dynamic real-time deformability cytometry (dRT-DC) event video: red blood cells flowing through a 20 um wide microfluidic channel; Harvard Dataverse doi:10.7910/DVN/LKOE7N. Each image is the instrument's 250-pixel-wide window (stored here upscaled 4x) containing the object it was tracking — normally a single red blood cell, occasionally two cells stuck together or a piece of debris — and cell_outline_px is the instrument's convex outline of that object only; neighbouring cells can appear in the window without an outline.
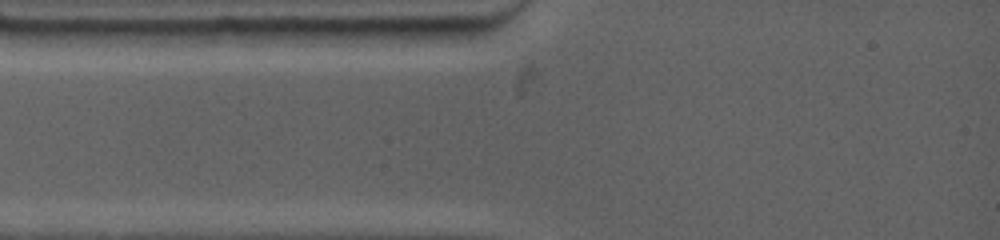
{"species": "common noctule bat (a hibernating species)", "species_latin": "Nyctalus noctula", "temperature_condition": "warm", "stored_images_in_passage": 2, "camera_frame_rate_fps": 4500, "um_per_image_px": 0.085, "animal": {"sex": "female", "body_mass_g": 19.0, "forearm_length_mm": 53.3}, "frame": {"image": 1, "passage_image": 2, "time_ms": 0.222, "image_size_px": [1000, 240], "cell_outline_px": [[504, 20], [500, 24], [484, 32], [456, 44], [384, 44], [360, 28], [500, 20]], "centroid_in_image_um": [36.63, 2.78], "position_along_channel_um": 48.4, "area_um2": 15.84}}